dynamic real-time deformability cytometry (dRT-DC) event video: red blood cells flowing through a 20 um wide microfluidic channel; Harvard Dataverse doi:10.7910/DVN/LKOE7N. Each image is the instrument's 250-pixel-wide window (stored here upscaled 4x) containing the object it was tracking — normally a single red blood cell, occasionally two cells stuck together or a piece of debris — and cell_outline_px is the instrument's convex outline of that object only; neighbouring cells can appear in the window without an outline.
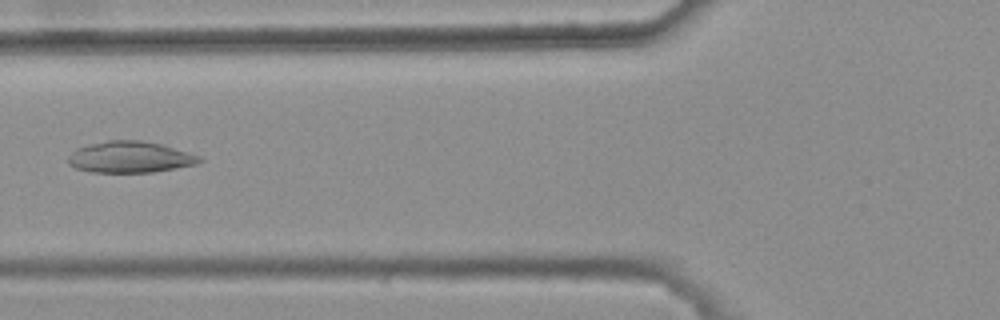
{"species": "common noctule bat (a hibernating species)", "species_latin": "Nyctalus noctula", "temperature_condition": "warm", "stored_images_in_passage": 5, "camera_frame_rate_fps": 3000, "um_per_image_px": 0.085, "animal": {"sex": "female", "body_mass_g": 25.1}, "frame": {"image": 1, "passage_image": 5, "time_ms": 1.333, "image_size_px": [1000, 320], "cell_outline_px": [[204, 160], [196, 164], [176, 168], [152, 172], [92, 172], [76, 168], [68, 164], [68, 156], [76, 148], [108, 140], [140, 140], [164, 144], [200, 156]], "centroid_in_image_um": [11.07, 13.35], "position_along_channel_um": 114.7, "area_um2": 23.99}}